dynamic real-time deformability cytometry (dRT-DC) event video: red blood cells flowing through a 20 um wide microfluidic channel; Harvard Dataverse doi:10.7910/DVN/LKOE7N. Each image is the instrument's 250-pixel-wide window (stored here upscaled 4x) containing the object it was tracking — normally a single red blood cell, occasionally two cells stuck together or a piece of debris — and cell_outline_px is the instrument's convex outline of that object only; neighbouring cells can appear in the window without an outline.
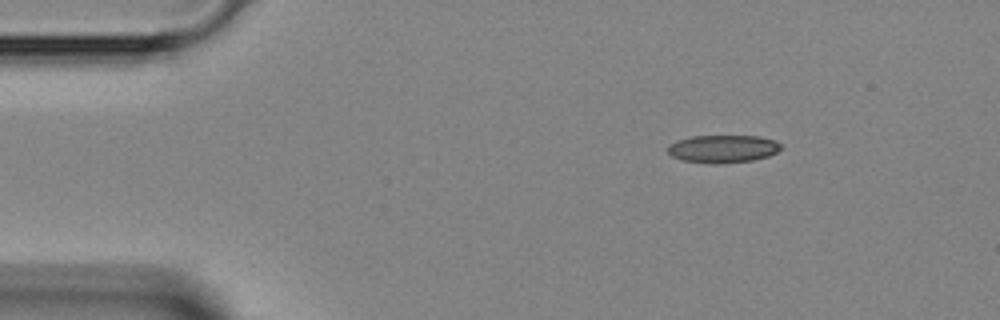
{"species": "Egyptian fruit bat (a non-hibernating species)", "species_latin": "Rousettus aegyptiacus", "temperature_condition": "room temperature", "stored_images_in_passage": 40, "camera_frame_rate_fps": 3000, "um_per_image_px": 0.085, "animal": {"sex": "female"}, "frame": {"image": 1, "passage_image": 1, "time_ms": 0.0, "image_size_px": [1000, 320], "cell_outline_px": [[784, 148], [768, 156], [752, 160], [684, 160], [672, 156], [668, 152], [668, 144], [676, 140], [692, 136], [760, 136], [776, 140]], "centroid_in_image_um": [61.49, 12.57], "position_along_channel_um": 23.5, "area_um2": 17.34}}
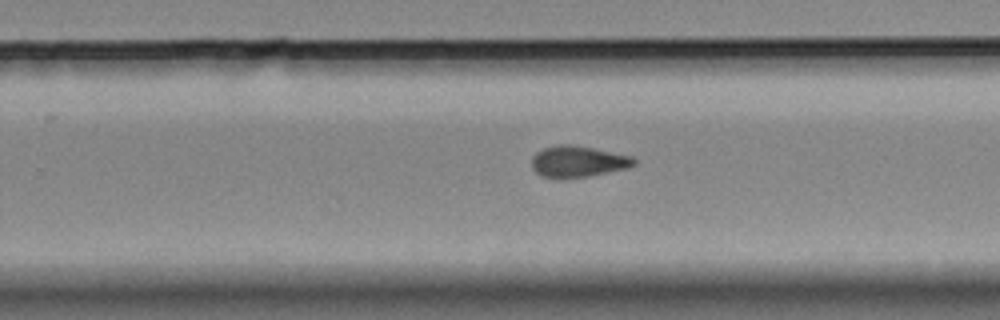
{"frame": {"image": 2, "passage_image": 23, "time_ms": 7.333, "image_size_px": [1000, 320], "cell_outline_px": [[636, 164], [628, 168], [588, 176], [540, 176], [532, 168], [532, 156], [536, 152], [544, 148], [556, 144], [572, 144], [632, 156], [636, 160]], "centroid_in_image_um": [49.13, 13.69], "position_along_channel_um": 280.7, "area_um2": 18.26}}
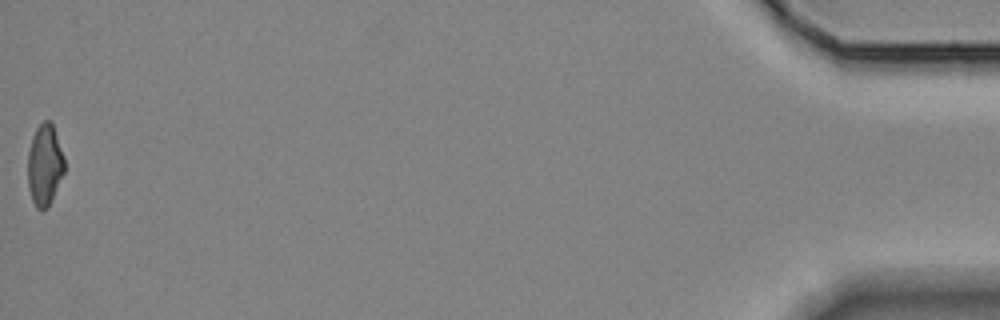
{"frame": {"image": 3, "passage_image": 40, "time_ms": 13.0, "image_size_px": [1000, 320], "cell_outline_px": [[64, 172], [52, 200], [48, 208], [36, 208], [32, 200], [28, 188], [28, 152], [32, 136], [36, 128], [44, 120], [48, 120], [52, 124], [64, 156]], "centroid_in_image_um": [3.79, 14.03], "position_along_channel_um": 431.4, "area_um2": 17.28}}